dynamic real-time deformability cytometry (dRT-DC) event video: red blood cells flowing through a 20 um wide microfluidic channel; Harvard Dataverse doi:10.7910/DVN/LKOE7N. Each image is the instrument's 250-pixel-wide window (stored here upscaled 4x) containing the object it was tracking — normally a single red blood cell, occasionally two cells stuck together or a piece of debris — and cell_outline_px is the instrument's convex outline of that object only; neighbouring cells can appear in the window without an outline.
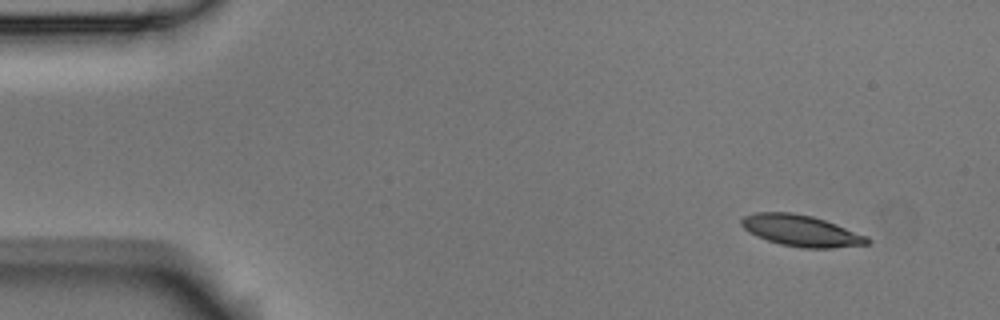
{"species": "Egyptian fruit bat (a non-hibernating species)", "species_latin": "Rousettus aegyptiacus", "temperature_condition": "room temperature", "stored_images_in_passage": 4, "camera_frame_rate_fps": 3000, "um_per_image_px": 0.085, "animal": {"sex": "male"}, "frame": {"image": 1, "passage_image": 1, "time_ms": 0.0, "image_size_px": [1000, 320], "cell_outline_px": [[872, 240], [868, 244], [832, 248], [804, 248], [780, 244], [756, 236], [748, 232], [740, 224], [740, 220], [744, 216], [756, 212], [792, 212], [812, 216], [836, 224], [868, 236]], "centroid_in_image_um": [68.09, 19.61], "position_along_channel_um": 16.9, "area_um2": 23.0}}